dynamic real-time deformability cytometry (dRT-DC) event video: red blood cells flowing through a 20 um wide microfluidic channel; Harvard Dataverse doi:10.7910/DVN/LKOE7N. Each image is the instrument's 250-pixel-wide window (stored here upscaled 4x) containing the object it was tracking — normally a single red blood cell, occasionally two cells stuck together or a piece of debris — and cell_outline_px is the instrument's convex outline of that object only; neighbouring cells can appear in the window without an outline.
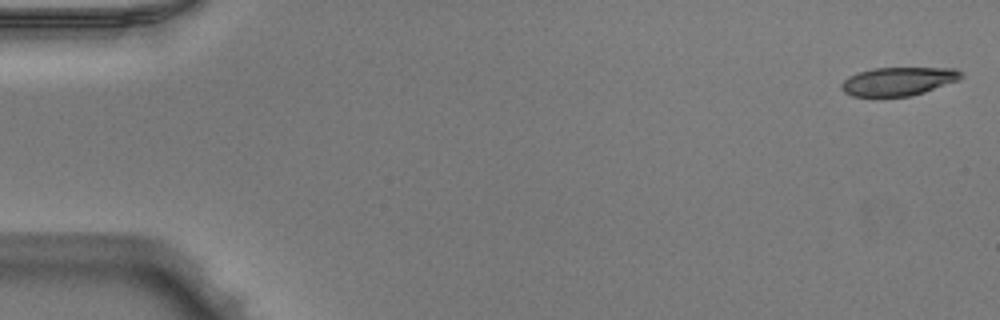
{"species": "Egyptian fruit bat (a non-hibernating species)", "species_latin": "Rousettus aegyptiacus", "temperature_condition": "warm", "stored_images_in_passage": 9, "camera_frame_rate_fps": 3000, "um_per_image_px": 0.085, "animal": {"sex": "male"}, "frame": {"image": 1, "passage_image": 1, "time_ms": 0.0, "image_size_px": [1000, 320], "cell_outline_px": [[964, 76], [960, 80], [912, 96], [852, 96], [844, 92], [840, 88], [840, 84], [848, 76], [856, 72], [872, 68], [956, 68]], "centroid_in_image_um": [76.34, 6.91], "position_along_channel_um": 8.7, "area_um2": 20.0}}